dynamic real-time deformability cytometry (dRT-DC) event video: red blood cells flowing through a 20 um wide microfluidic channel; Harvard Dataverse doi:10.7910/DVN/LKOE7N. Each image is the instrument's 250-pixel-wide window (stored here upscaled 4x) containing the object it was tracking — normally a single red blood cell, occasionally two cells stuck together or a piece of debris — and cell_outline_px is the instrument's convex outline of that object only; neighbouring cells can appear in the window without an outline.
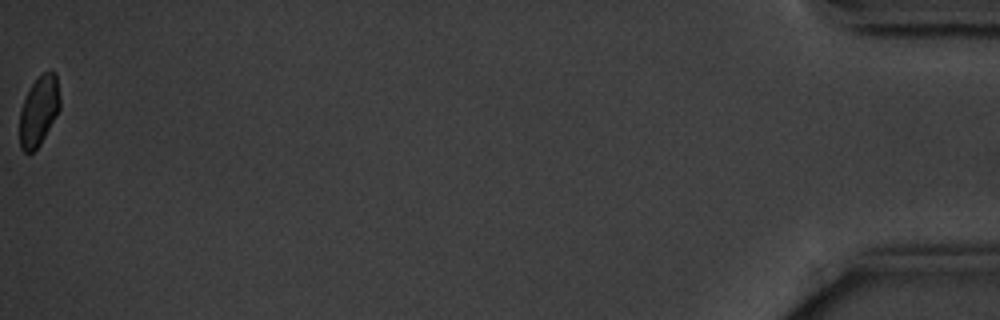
{"species": "common noctule bat (a hibernating species)", "species_latin": "Nyctalus noctula", "temperature_condition": "cold", "stored_images_in_passage": 15, "camera_frame_rate_fps": 3000, "um_per_image_px": 0.085, "animal": {"sex": "male", "body_mass_g": 20.1, "forearm_length_mm": 53.5}, "frame": {"image": 1, "passage_image": 15, "time_ms": 18.333, "image_size_px": [1000, 320], "cell_outline_px": [[60, 108], [56, 116], [40, 144], [32, 152], [24, 152], [20, 148], [20, 108], [32, 84], [48, 68], [52, 68], [56, 72], [60, 96]], "centroid_in_image_um": [3.32, 9.38], "position_along_channel_um": 431.9, "area_um2": 16.42}, "authors_computed_cell_mechanics": {"area_um2": 19.5942, "velocity_mm_per_s": 3.5584, "shape_relaxation_time_tau1_ms": 2.8933, "shape_relaxation_time_tau2_ms": null, "deformation_change_tau1": 0.0839, "deformation_change_tau2": null}}